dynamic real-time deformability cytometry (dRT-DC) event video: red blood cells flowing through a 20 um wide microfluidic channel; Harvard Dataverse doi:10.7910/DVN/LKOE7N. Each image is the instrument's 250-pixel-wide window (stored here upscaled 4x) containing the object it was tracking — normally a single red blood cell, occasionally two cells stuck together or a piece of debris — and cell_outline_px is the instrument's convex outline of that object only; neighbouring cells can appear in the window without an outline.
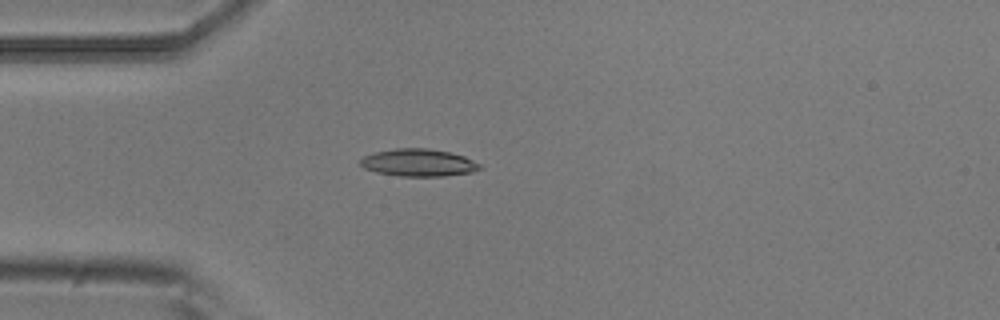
{"species": "common noctule bat (a hibernating species)", "species_latin": "Nyctalus noctula", "temperature_condition": "room temperature", "stored_images_in_passage": 4, "camera_frame_rate_fps": 3000, "um_per_image_px": 0.085, "animal": {"sex": "male", "body_mass_g": 20.5, "forearm_length_mm": 52.5}, "frame": {"image": 1, "passage_image": 4, "time_ms": 1.0, "image_size_px": [1000, 320], "cell_outline_px": [[484, 168], [472, 172], [444, 176], [400, 176], [376, 172], [364, 168], [360, 164], [360, 160], [364, 156], [376, 152], [396, 148], [428, 148], [448, 152], [464, 156], [480, 164]], "centroid_in_image_um": [35.59, 13.83], "position_along_channel_um": 49.4, "area_um2": 19.02}}